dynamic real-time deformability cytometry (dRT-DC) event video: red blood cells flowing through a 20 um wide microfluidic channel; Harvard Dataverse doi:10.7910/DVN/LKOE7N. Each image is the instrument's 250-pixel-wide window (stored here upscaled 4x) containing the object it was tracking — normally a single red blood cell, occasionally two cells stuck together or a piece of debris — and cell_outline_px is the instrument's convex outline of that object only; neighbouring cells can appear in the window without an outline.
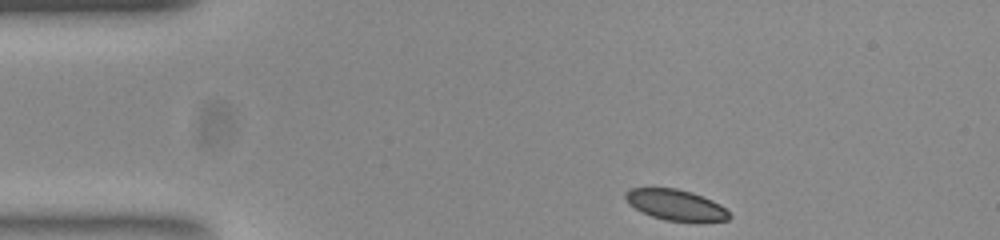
{"species": "common noctule bat (a hibernating species)", "species_latin": "Nyctalus noctula", "temperature_condition": "room temperature", "stored_images_in_passage": 45, "camera_frame_rate_fps": 3000, "um_per_image_px": 0.085, "animal": {"sex": "female", "body_mass_g": 23.0, "forearm_length_mm": 53.4}, "frame": {"image": 1, "passage_image": 1, "time_ms": 0.0, "image_size_px": [1000, 240], "cell_outline_px": [[732, 216], [728, 220], [664, 220], [652, 216], [628, 204], [624, 196], [624, 192], [628, 188], [676, 188], [692, 192], [712, 200], [720, 204]], "centroid_in_image_um": [57.39, 17.38], "position_along_channel_um": 27.6, "area_um2": 18.26}}
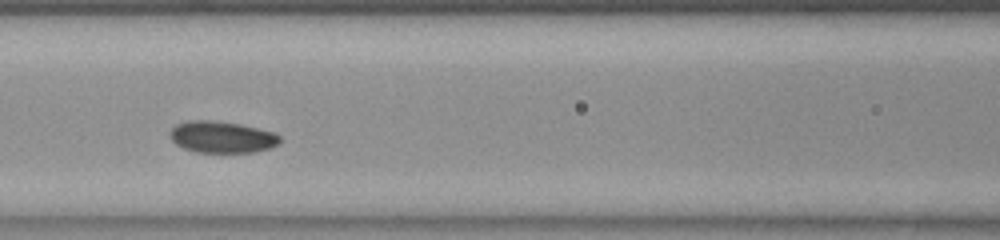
{"frame": {"image": 2, "passage_image": 15, "time_ms": 4.667, "image_size_px": [1000, 240], "cell_outline_px": [[280, 144], [268, 148], [252, 152], [196, 152], [184, 148], [176, 144], [168, 136], [172, 128], [176, 124], [188, 120], [212, 120], [240, 124], [276, 132], [280, 136]], "centroid_in_image_um": [18.86, 11.64], "position_along_channel_um": 147.7, "area_um2": 20.35}}
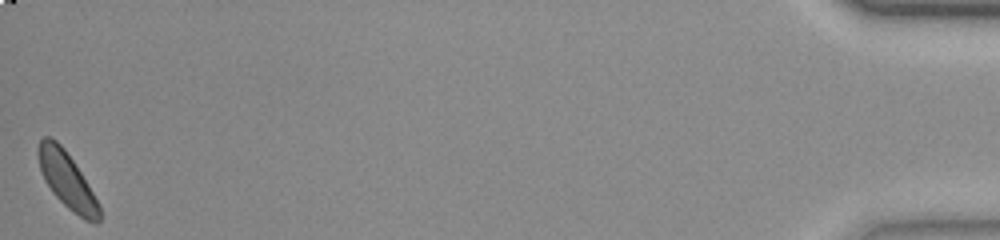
{"frame": {"image": 3, "passage_image": 45, "time_ms": 14.667, "image_size_px": [1000, 240], "cell_outline_px": [[100, 220], [96, 224], [84, 220], [68, 208], [52, 192], [44, 180], [40, 168], [36, 152], [36, 148], [40, 140], [44, 136], [48, 136], [56, 140], [64, 148], [88, 184], [100, 204]], "centroid_in_image_um": [5.68, 15.32], "position_along_channel_um": 429.5, "area_um2": 19.94}, "authors_computed_cell_mechanics": {"area_um2": 20.1722, "velocity_mm_per_s": 3.8254, "shape_relaxation_time_tau1_ms": 2.7993, "shape_relaxation_time_tau2_ms": null, "deformation_change_tau1": 0.0731, "deformation_change_tau2": null}}